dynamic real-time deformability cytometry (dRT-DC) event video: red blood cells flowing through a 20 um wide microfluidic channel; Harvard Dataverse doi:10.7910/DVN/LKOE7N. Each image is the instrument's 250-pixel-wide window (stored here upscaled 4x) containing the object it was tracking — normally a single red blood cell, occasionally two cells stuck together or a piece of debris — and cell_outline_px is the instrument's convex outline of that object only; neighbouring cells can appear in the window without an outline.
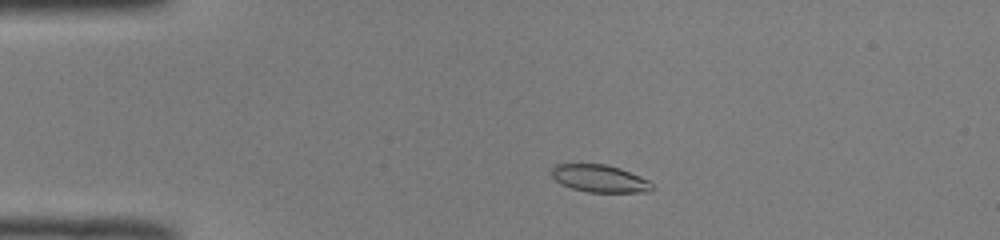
{"species": "common noctule bat (a hibernating species)", "species_latin": "Nyctalus noctula", "temperature_condition": "room temperature", "stored_images_in_passage": 45, "camera_frame_rate_fps": 3000, "um_per_image_px": 0.085, "animal": {"sex": "male", "body_mass_g": 19.0, "forearm_length_mm": 50.8}, "frame": {"image": 1, "passage_image": 5, "time_ms": 1.333, "image_size_px": [1000, 240], "cell_outline_px": [[656, 188], [652, 192], [588, 192], [572, 188], [560, 184], [552, 176], [552, 168], [556, 164], [604, 164], [620, 168], [640, 176], [648, 180]], "centroid_in_image_um": [51.01, 15.18], "position_along_channel_um": 34.0, "area_um2": 16.13}}
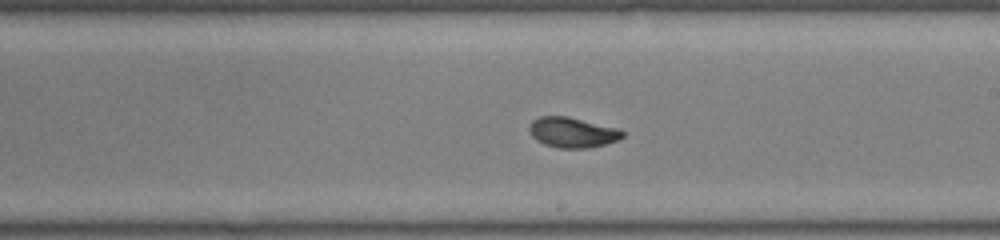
{"frame": {"image": 2, "passage_image": 24, "time_ms": 7.667, "image_size_px": [1000, 240], "cell_outline_px": [[624, 136], [616, 140], [604, 144], [588, 148], [560, 148], [544, 144], [536, 140], [532, 136], [528, 128], [532, 120], [540, 116], [568, 116], [620, 128], [624, 132]], "centroid_in_image_um": [48.65, 11.24], "position_along_channel_um": 240.3, "area_um2": 16.53}}
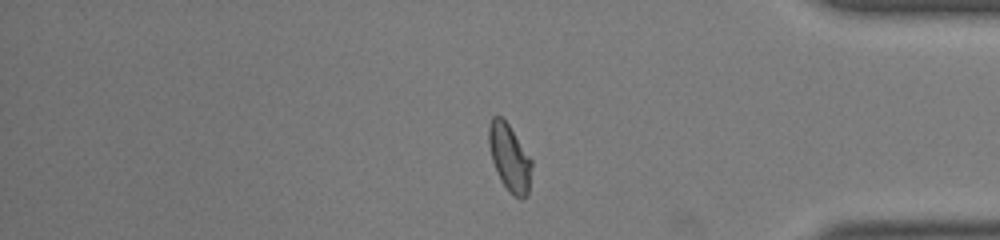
{"frame": {"image": 3, "passage_image": 37, "time_ms": 12.0, "image_size_px": [1000, 240], "cell_outline_px": [[532, 164], [528, 196], [520, 200], [512, 196], [508, 192], [500, 180], [492, 160], [488, 144], [488, 128], [492, 116], [500, 116], [508, 124], [532, 160]], "centroid_in_image_um": [43.31, 13.46], "position_along_channel_um": 391.9, "area_um2": 16.88}, "authors_computed_cell_mechanics": {"area_um2": 16.5308, "velocity_mm_per_s": 3.9801, "shape_relaxation_time_tau1_ms": 2.8928, "shape_relaxation_time_tau2_ms": null, "deformation_change_tau1": 0.1434, "deformation_change_tau2": null}}